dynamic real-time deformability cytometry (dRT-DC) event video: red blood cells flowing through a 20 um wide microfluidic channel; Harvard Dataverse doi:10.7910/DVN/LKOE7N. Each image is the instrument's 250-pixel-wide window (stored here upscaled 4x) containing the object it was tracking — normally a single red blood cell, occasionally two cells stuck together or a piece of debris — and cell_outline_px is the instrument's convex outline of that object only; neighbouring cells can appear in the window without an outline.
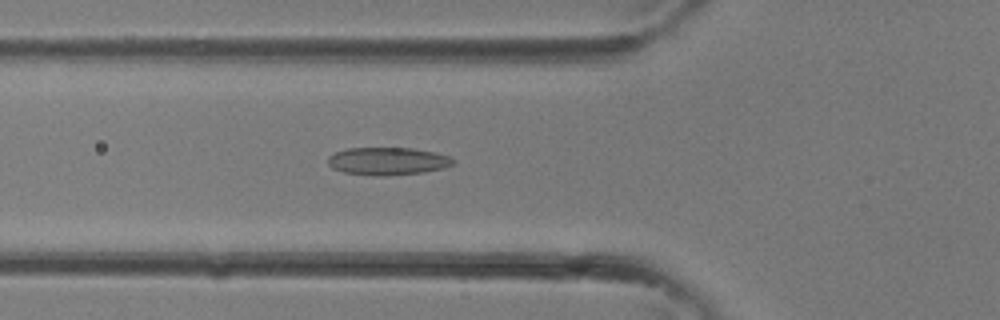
{"species": "common noctule bat (a hibernating species)", "species_latin": "Nyctalus noctula", "temperature_condition": "room temperature", "stored_images_in_passage": 33, "camera_frame_rate_fps": 3000, "um_per_image_px": 0.085, "animal": {"sex": "female"}, "frame": {"image": 1, "passage_image": 12, "time_ms": 3.667, "image_size_px": [1000, 320], "cell_outline_px": [[456, 164], [444, 168], [424, 172], [388, 176], [372, 176], [344, 172], [332, 168], [328, 164], [328, 156], [336, 152], [348, 148], [412, 148], [432, 152], [448, 156], [456, 160]], "centroid_in_image_um": [32.97, 13.71], "position_along_channel_um": 92.8, "area_um2": 20.35}}
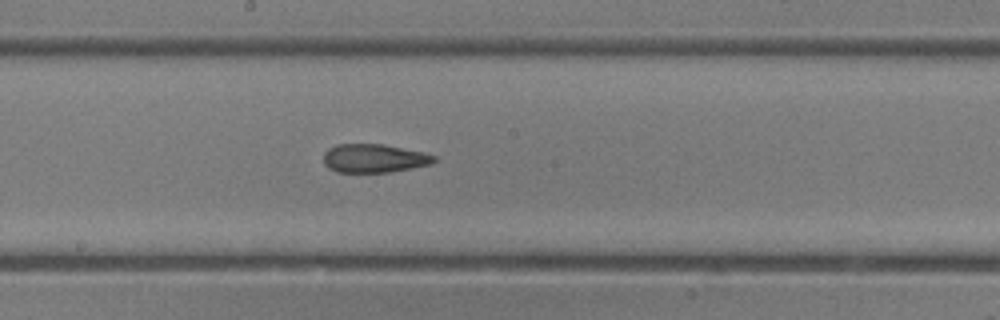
{"frame": {"image": 2, "passage_image": 18, "time_ms": 5.667, "image_size_px": [1000, 320], "cell_outline_px": [[436, 160], [432, 164], [412, 168], [388, 172], [336, 172], [328, 168], [324, 164], [324, 152], [328, 148], [336, 144], [384, 144], [424, 152], [436, 156]], "centroid_in_image_um": [31.79, 13.45], "position_along_channel_um": 216.4, "area_um2": 18.55}}
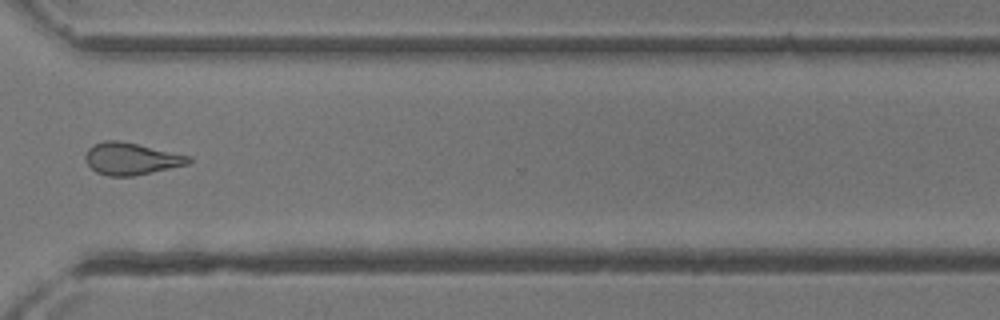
{"frame": {"image": 3, "passage_image": 25, "time_ms": 8.0, "image_size_px": [1000, 320], "cell_outline_px": [[192, 160], [188, 164], [132, 176], [108, 176], [96, 172], [84, 160], [84, 156], [88, 148], [92, 144], [104, 140], [120, 140], [192, 156]], "centroid_in_image_um": [11.12, 13.47], "position_along_channel_um": 359.5, "area_um2": 19.36}}